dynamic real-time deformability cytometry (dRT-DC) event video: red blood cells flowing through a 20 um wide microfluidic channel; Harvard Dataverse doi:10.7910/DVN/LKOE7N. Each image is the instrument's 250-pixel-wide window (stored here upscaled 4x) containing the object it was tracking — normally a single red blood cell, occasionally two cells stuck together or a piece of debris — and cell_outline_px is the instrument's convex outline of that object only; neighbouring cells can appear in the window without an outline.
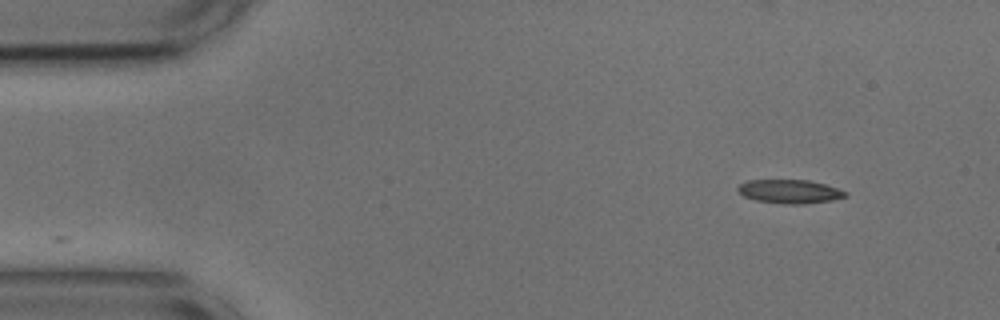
{"species": "common noctule bat (a hibernating species)", "species_latin": "Nyctalus noctula", "temperature_condition": "cold", "stored_images_in_passage": 50, "camera_frame_rate_fps": 3000, "um_per_image_px": 0.085, "animal": {"sex": "male", "body_mass_g": 17.9, "forearm_length_mm": 54.2}, "frame": {"image": 1, "passage_image": 1, "time_ms": 0.0, "image_size_px": [1000, 320], "cell_outline_px": [[848, 196], [832, 200], [804, 204], [784, 204], [756, 200], [744, 196], [736, 188], [740, 184], [748, 180], [808, 180], [824, 184], [848, 192]], "centroid_in_image_um": [67.14, 16.28], "position_along_channel_um": 17.9, "area_um2": 14.8}}
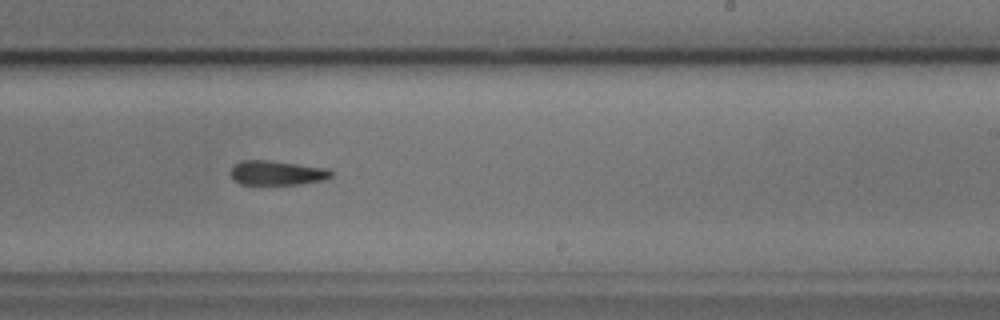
{"frame": {"image": 2, "passage_image": 28, "time_ms": 9.0, "image_size_px": [1000, 320], "cell_outline_px": [[332, 176], [324, 180], [296, 184], [240, 184], [232, 180], [232, 168], [240, 160], [268, 160], [328, 168], [332, 172]], "centroid_in_image_um": [23.54, 14.69], "position_along_channel_um": 265.5, "area_um2": 14.22}}
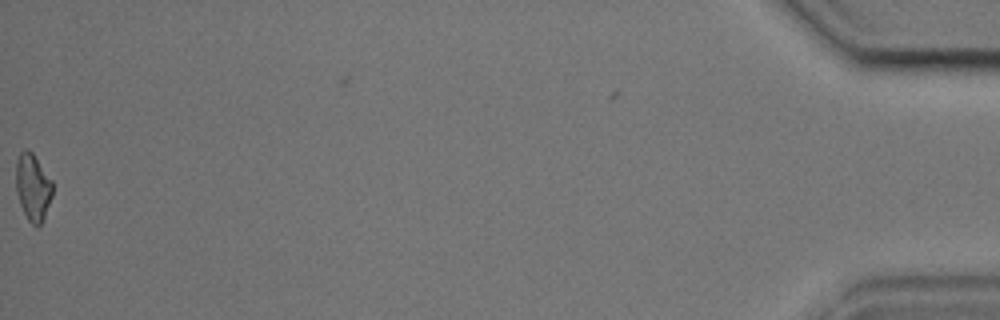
{"frame": {"image": 3, "passage_image": 50, "time_ms": 16.333, "image_size_px": [1000, 320], "cell_outline_px": [[52, 196], [44, 216], [40, 224], [36, 228], [28, 220], [20, 204], [16, 192], [16, 160], [20, 152], [24, 148], [28, 148], [32, 152], [52, 180]], "centroid_in_image_um": [2.78, 15.88], "position_along_channel_um": 432.4, "area_um2": 14.28}, "authors_computed_cell_mechanics": {"area_um2": 14.8546, "velocity_mm_per_s": 3.659, "shape_relaxation_time_tau1_ms": 4.4787, "shape_relaxation_time_tau2_ms": 7.3435, "deformation_change_tau1": 0.138, "deformation_change_tau2": 0.1993}}